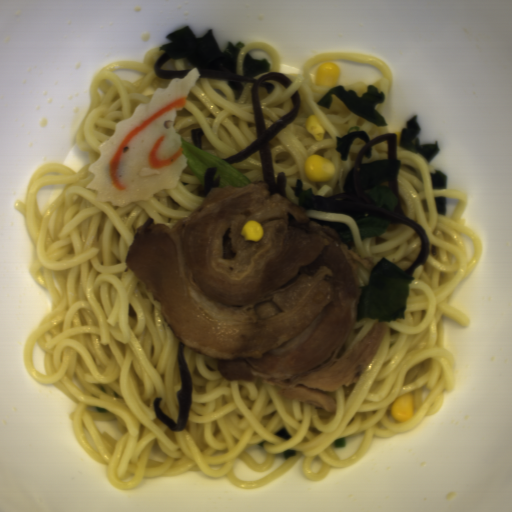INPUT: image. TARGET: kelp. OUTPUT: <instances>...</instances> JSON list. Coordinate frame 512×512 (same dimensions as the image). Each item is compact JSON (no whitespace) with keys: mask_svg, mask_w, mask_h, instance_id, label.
I'll return each instance as SVG.
<instances>
[{"mask_svg":"<svg viewBox=\"0 0 512 512\" xmlns=\"http://www.w3.org/2000/svg\"><path fill=\"white\" fill-rule=\"evenodd\" d=\"M165 37L172 42L159 47L164 53L153 65L154 73L158 78L162 80L180 78L182 81L193 68H198L199 78L226 79L230 89L234 91V99L237 101L245 91V86L241 83H254L251 86L250 94L256 139L244 150L222 159L231 166L235 162H241L259 152L263 181L268 184L270 191L268 196L279 193L287 198L286 174L283 171L277 173L275 183L270 141L298 118L301 98L297 90L290 96L294 105L293 110L266 128L261 106L260 87H264L267 94H272L275 85L273 82H265V79H275L286 89L293 84V81L285 74L275 71L261 75L257 79L253 78L257 74L270 71L271 65L268 59H254L249 52L243 59L244 76L239 75L237 60L245 45L241 41L234 45L231 40H228L225 51L222 52L213 36L212 29H209L201 37H195L192 29L186 25Z\"/></svg>","mask_w":512,"mask_h":512,"instance_id":"kelp-1","label":"kelp"},{"mask_svg":"<svg viewBox=\"0 0 512 512\" xmlns=\"http://www.w3.org/2000/svg\"><path fill=\"white\" fill-rule=\"evenodd\" d=\"M217 167L210 166L203 171V186L201 182L197 184V193L200 197H208L213 188H220L221 175H216ZM215 177V179H214Z\"/></svg>","mask_w":512,"mask_h":512,"instance_id":"kelp-4","label":"kelp"},{"mask_svg":"<svg viewBox=\"0 0 512 512\" xmlns=\"http://www.w3.org/2000/svg\"><path fill=\"white\" fill-rule=\"evenodd\" d=\"M177 363L179 368V374L181 376L182 385L181 389L176 391L178 398L179 414L177 421L165 414L160 407V403L163 400L161 396H157L153 401V409L155 415L159 421L164 425L168 426L172 432H181L189 419V412L193 405V382L192 377L184 358V344L182 340L178 341L177 350Z\"/></svg>","mask_w":512,"mask_h":512,"instance_id":"kelp-3","label":"kelp"},{"mask_svg":"<svg viewBox=\"0 0 512 512\" xmlns=\"http://www.w3.org/2000/svg\"><path fill=\"white\" fill-rule=\"evenodd\" d=\"M290 187H291L292 191L298 196V198H299L300 194L304 192L303 181L301 180V178H297L295 186H290Z\"/></svg>","mask_w":512,"mask_h":512,"instance_id":"kelp-5","label":"kelp"},{"mask_svg":"<svg viewBox=\"0 0 512 512\" xmlns=\"http://www.w3.org/2000/svg\"><path fill=\"white\" fill-rule=\"evenodd\" d=\"M371 146L372 158L367 159L363 151ZM401 160L397 159V133L386 132L375 137L360 148L352 170L343 184V191L332 197L310 194L314 210L320 212H337L350 216L355 222L362 217H380L390 220V224L405 223L410 225L421 240V250L414 263L405 269L409 275L416 268L423 266L429 257L430 239L423 227L405 215L398 192V172ZM389 186L400 203L392 213L374 206L367 192L376 185Z\"/></svg>","mask_w":512,"mask_h":512,"instance_id":"kelp-2","label":"kelp"}]
</instances>
